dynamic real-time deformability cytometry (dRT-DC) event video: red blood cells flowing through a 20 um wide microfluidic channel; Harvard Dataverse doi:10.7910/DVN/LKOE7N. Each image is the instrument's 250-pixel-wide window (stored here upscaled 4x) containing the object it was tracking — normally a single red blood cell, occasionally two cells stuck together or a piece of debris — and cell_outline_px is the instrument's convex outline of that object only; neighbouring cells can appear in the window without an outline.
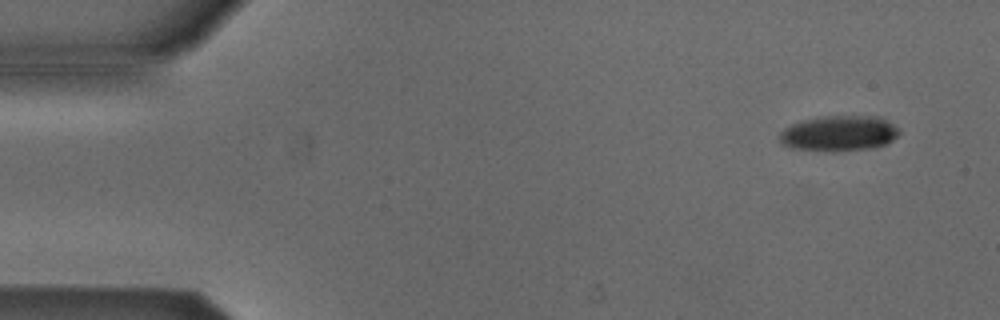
{"species": "Egyptian fruit bat (a non-hibernating species)", "species_latin": "Rousettus aegyptiacus", "temperature_condition": "cold", "stored_images_in_passage": 4, "camera_frame_rate_fps": 3000, "um_per_image_px": 0.085, "animal": {"sex": "male"}, "frame": {"image": 1, "passage_image": 1, "time_ms": 0.0, "image_size_px": [1000, 320], "cell_outline_px": [[900, 132], [892, 140], [884, 144], [872, 148], [836, 152], [828, 152], [792, 148], [784, 144], [780, 140], [780, 132], [784, 128], [800, 120], [820, 116], [876, 116], [900, 128]], "centroid_in_image_um": [71.29, 11.34], "position_along_channel_um": 13.7, "area_um2": 24.85}}
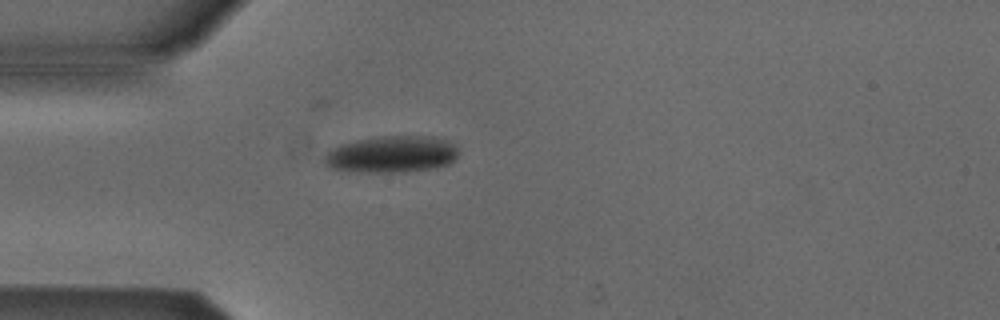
{"frame": {"image": 2, "passage_image": 4, "time_ms": 3.667, "image_size_px": [1000, 320], "cell_outline_px": [[460, 152], [448, 164], [436, 168], [404, 172], [348, 172], [332, 168], [324, 164], [324, 152], [328, 148], [340, 144], [356, 140], [380, 136], [416, 136], [448, 140], [456, 144]], "centroid_in_image_um": [33.23, 13.12], "position_along_channel_um": 51.8, "area_um2": 29.13}}